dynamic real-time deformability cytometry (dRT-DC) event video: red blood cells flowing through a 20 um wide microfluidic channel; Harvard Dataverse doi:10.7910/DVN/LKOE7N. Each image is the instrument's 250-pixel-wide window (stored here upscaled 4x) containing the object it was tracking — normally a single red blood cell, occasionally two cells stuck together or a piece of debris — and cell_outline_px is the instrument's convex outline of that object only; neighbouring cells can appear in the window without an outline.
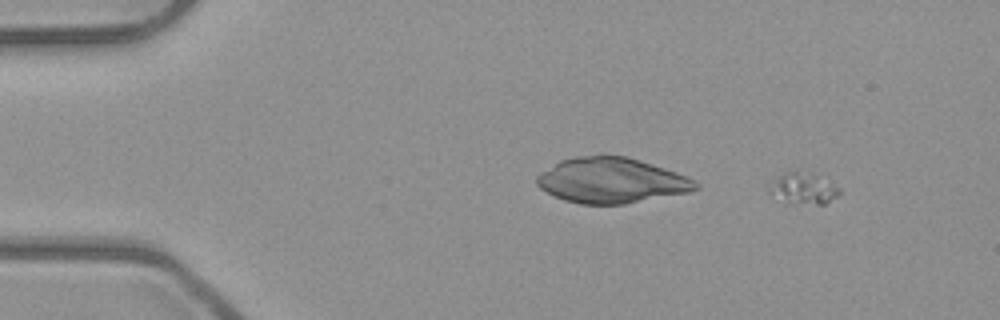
{"species": "common noctule bat (a hibernating species)", "species_latin": "Nyctalus noctula", "temperature_condition": "room temperature", "stored_images_in_passage": 5, "camera_frame_rate_fps": 3000, "um_per_image_px": 0.085, "animal": {"sex": "male", "body_mass_g": 23.1, "forearm_length_mm": 52.7}, "frame": {"image": 1, "passage_image": 1, "time_ms": 0.0, "image_size_px": [1000, 320], "cell_outline_px": [[840, 196], [824, 204], [788, 204], [768, 192], [768, 188], [784, 172], [796, 172], [816, 176], [840, 188]], "centroid_in_image_um": [68.29, 16.09], "position_along_channel_um": 16.7, "area_um2": 12.37}}
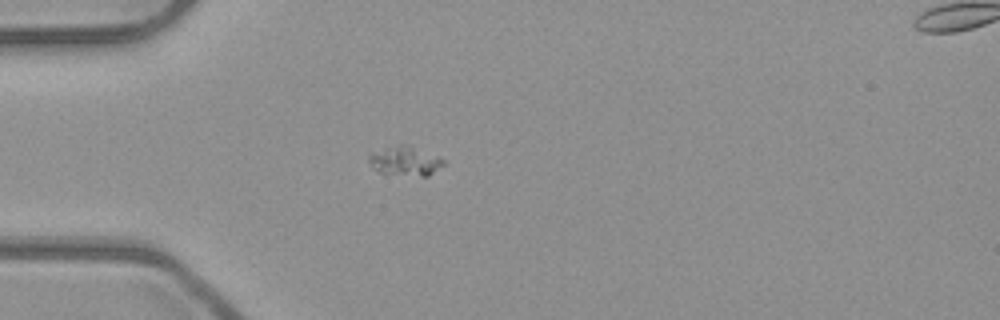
{"frame": {"image": 2, "passage_image": 4, "time_ms": 1.0, "image_size_px": [1000, 320], "cell_outline_px": [[444, 164], [428, 176], [420, 176], [380, 172], [372, 168], [368, 160], [368, 156], [372, 152], [400, 144], [408, 144], [444, 160]], "centroid_in_image_um": [34.4, 13.68], "position_along_channel_um": 50.6, "area_um2": 12.43}}